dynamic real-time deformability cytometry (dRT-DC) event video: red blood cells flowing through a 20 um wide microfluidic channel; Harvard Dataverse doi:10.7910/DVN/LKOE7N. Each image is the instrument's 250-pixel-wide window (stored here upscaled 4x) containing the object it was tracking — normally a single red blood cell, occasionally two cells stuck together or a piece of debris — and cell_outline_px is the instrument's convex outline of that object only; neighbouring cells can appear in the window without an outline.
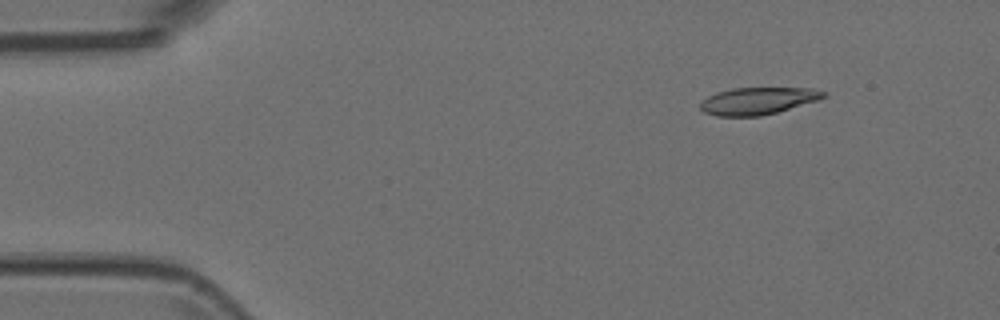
{"species": "Egyptian fruit bat (a non-hibernating species)", "species_latin": "Rousettus aegyptiacus", "temperature_condition": "room temperature", "stored_images_in_passage": 7, "camera_frame_rate_fps": 3000, "um_per_image_px": 0.085, "animal": {"sex": "female"}, "frame": {"image": 1, "passage_image": 1, "time_ms": 0.0, "image_size_px": [1000, 320], "cell_outline_px": [[828, 96], [820, 100], [776, 112], [760, 116], [716, 116], [704, 112], [700, 108], [700, 104], [708, 96], [716, 92], [732, 88], [812, 88], [828, 92]], "centroid_in_image_um": [64.47, 8.57], "position_along_channel_um": 20.5, "area_um2": 19.59}}
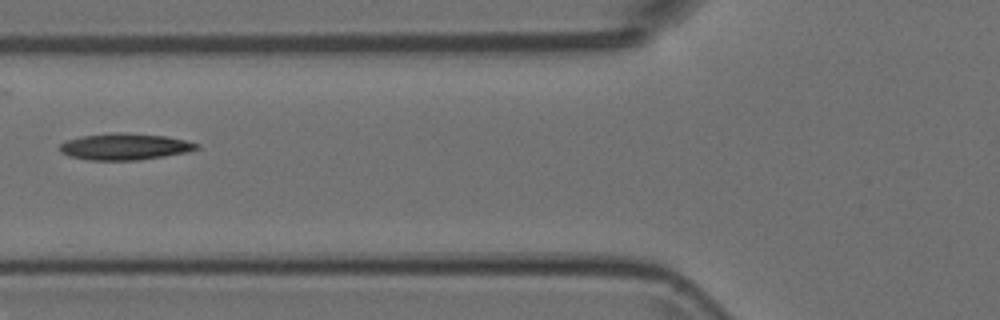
{"frame": {"image": 2, "passage_image": 5, "time_ms": 1.333, "image_size_px": [1000, 320], "cell_outline_px": [[200, 148], [188, 152], [140, 160], [88, 160], [68, 156], [60, 152], [60, 144], [68, 140], [80, 136], [112, 132], [124, 132], [164, 136], [184, 140], [200, 144]], "centroid_in_image_um": [10.6, 12.46], "position_along_channel_um": 115.2, "area_um2": 21.27}}
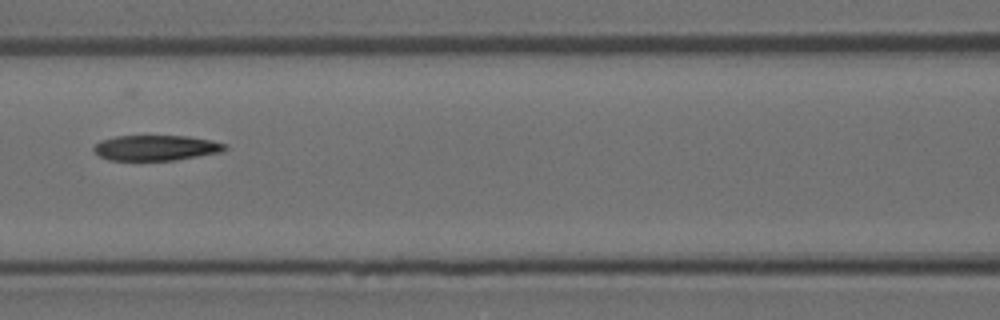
{"frame": {"image": 3, "passage_image": 6, "time_ms": 1.667, "image_size_px": [1000, 320], "cell_outline_px": [[228, 148], [224, 152], [172, 160], [108, 160], [100, 156], [92, 148], [100, 140], [116, 136], [188, 136], [212, 140], [228, 144]], "centroid_in_image_um": [13.3, 12.56], "position_along_channel_um": 153.3, "area_um2": 19.48}}